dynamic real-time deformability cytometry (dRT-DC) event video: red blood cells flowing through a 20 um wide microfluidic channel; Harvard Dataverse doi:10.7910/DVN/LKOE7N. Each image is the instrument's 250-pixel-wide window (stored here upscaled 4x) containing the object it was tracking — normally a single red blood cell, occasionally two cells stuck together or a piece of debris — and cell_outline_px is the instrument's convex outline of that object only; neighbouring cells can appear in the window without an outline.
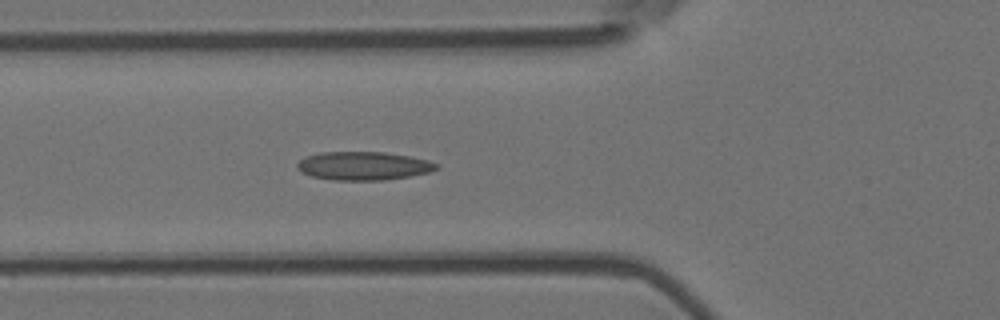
{"species": "Egyptian fruit bat (a non-hibernating species)", "species_latin": "Rousettus aegyptiacus", "temperature_condition": "room temperature", "stored_images_in_passage": 6, "camera_frame_rate_fps": 3000, "um_per_image_px": 0.085, "animal": {"sex": "female"}, "frame": {"image": 1, "passage_image": 6, "time_ms": 1.667, "image_size_px": [1000, 320], "cell_outline_px": [[440, 168], [428, 172], [408, 176], [384, 180], [332, 180], [312, 176], [300, 172], [296, 168], [296, 164], [304, 156], [320, 152], [384, 152], [408, 156], [428, 160], [440, 164]], "centroid_in_image_um": [30.86, 14.09], "position_along_channel_um": 94.9, "area_um2": 23.18}}